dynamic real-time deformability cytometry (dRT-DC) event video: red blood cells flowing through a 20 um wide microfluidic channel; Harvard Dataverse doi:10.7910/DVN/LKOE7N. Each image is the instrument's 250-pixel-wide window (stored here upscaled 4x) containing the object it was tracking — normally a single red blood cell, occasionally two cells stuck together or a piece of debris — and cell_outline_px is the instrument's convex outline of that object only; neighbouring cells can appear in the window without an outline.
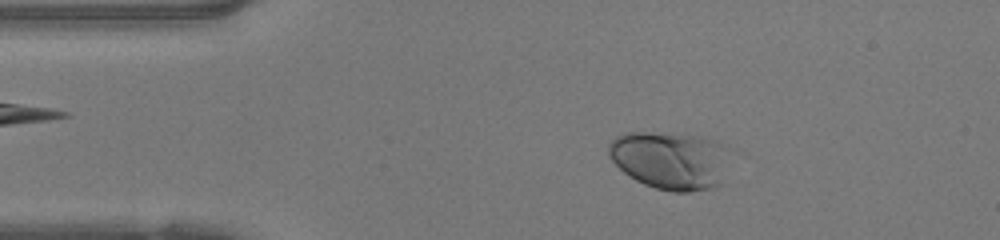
{"species": "human", "species_latin": "Homo sapiens", "temperature_condition": "warm", "stored_images_in_passage": 47, "camera_frame_rate_fps": 3000, "um_per_image_px": 0.085, "donor": {"sex": "female"}, "frame": {"image": 1, "passage_image": 7, "time_ms": 2.0, "image_size_px": [1000, 240], "cell_outline_px": [[724, 148], [720, 184], [712, 188], [688, 192], [672, 192], [656, 188], [644, 184], [636, 180], [624, 172], [608, 156], [608, 144], [616, 136], [624, 132], [648, 132], [704, 136], [716, 140], [724, 144]], "centroid_in_image_um": [56.88, 13.6], "position_along_channel_um": 28.1, "area_um2": 40.4}}
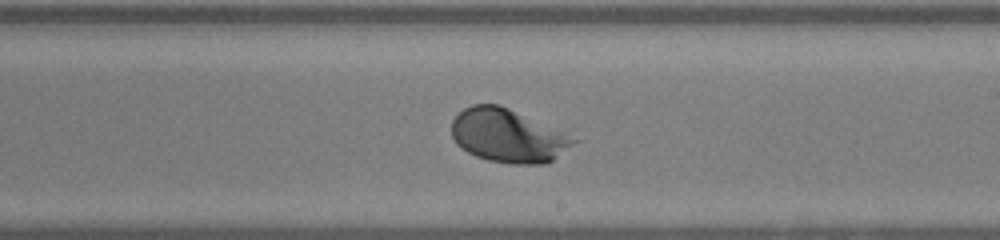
{"frame": {"image": 2, "passage_image": 26, "time_ms": 8.333, "image_size_px": [1000, 240], "cell_outline_px": [[580, 140], [552, 160], [544, 164], [512, 164], [488, 160], [476, 156], [468, 152], [456, 144], [452, 136], [452, 120], [464, 108], [472, 104], [496, 104], [508, 108], [564, 132]], "centroid_in_image_um": [43.16, 11.54], "position_along_channel_um": 245.8, "area_um2": 37.69}}
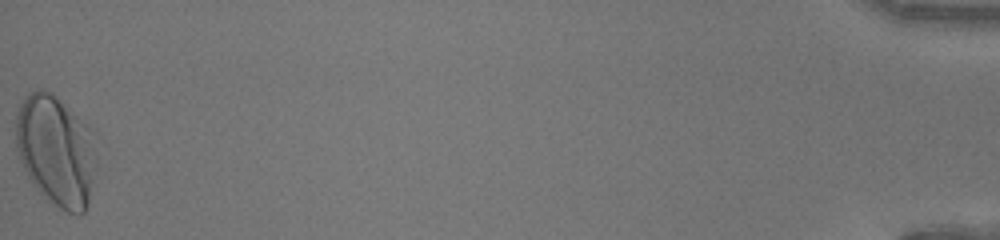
{"frame": {"image": 3, "passage_image": 47, "time_ms": 15.333, "image_size_px": [1000, 240], "cell_outline_px": [[96, 164], [88, 200], [84, 212], [80, 216], [68, 212], [60, 208], [40, 192], [32, 184], [16, 152], [16, 116], [20, 104], [24, 96], [28, 92], [36, 88], [52, 92], [88, 124], [96, 132]], "centroid_in_image_um": [4.78, 12.74], "position_along_channel_um": 430.4, "area_um2": 52.66}, "authors_computed_cell_mechanics": {"area_um2": 38.0902, "velocity_mm_per_s": 4.2069, "shape_relaxation_time_tau1_ms": 1.9344, "shape_relaxation_time_tau2_ms": null, "deformation_change_tau1": 0.1358, "deformation_change_tau2": null}}